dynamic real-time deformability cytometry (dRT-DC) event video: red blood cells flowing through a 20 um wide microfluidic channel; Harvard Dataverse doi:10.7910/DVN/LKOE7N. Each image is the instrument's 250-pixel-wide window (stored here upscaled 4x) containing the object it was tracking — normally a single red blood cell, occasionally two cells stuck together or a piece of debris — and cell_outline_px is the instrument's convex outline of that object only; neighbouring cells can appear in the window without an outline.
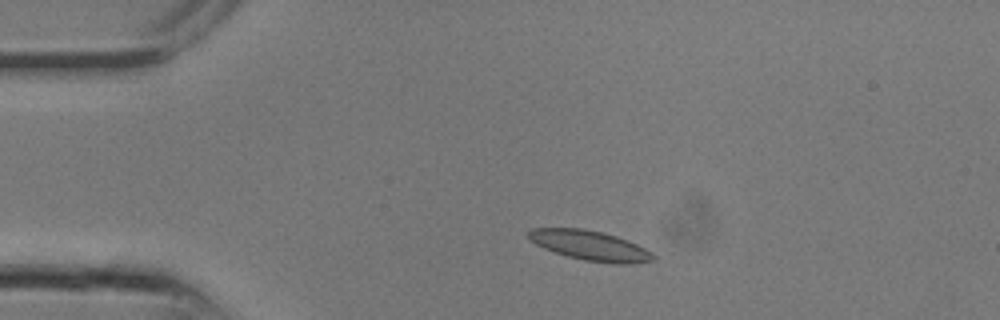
{"species": "common noctule bat (a hibernating species)", "species_latin": "Nyctalus noctula", "temperature_condition": "room temperature", "stored_images_in_passage": 7, "camera_frame_rate_fps": 3000, "um_per_image_px": 0.085, "animal": {"sex": "male", "body_mass_g": 13.3}, "frame": {"image": 1, "passage_image": 3, "time_ms": 0.667, "image_size_px": [1000, 320], "cell_outline_px": [[656, 260], [628, 264], [616, 264], [584, 260], [568, 256], [544, 248], [528, 240], [528, 232], [532, 228], [584, 228], [616, 236], [628, 240], [652, 252], [656, 256]], "centroid_in_image_um": [50.17, 20.87], "position_along_channel_um": 34.8, "area_um2": 21.62}}
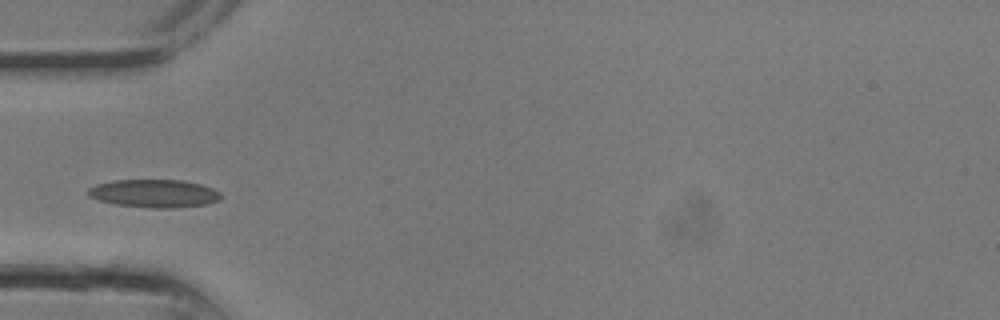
{"frame": {"image": 2, "passage_image": 6, "time_ms": 1.667, "image_size_px": [1000, 320], "cell_outline_px": [[224, 196], [220, 200], [208, 204], [172, 208], [152, 208], [116, 204], [100, 200], [88, 196], [88, 188], [96, 184], [112, 180], [184, 180], [200, 184], [212, 188], [220, 192]], "centroid_in_image_um": [13.14, 16.44], "position_along_channel_um": 71.9, "area_um2": 21.79}}